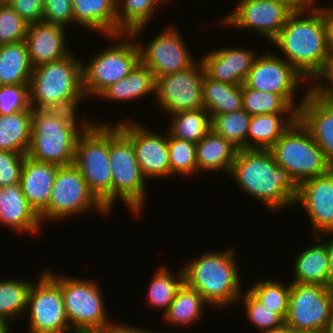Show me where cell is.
I'll return each mask as SVG.
<instances>
[{"label":"cell","instance_id":"1f68e13d","mask_svg":"<svg viewBox=\"0 0 333 333\" xmlns=\"http://www.w3.org/2000/svg\"><path fill=\"white\" fill-rule=\"evenodd\" d=\"M33 68L25 41L0 46V86L29 84Z\"/></svg>","mask_w":333,"mask_h":333},{"label":"cell","instance_id":"e0dca14e","mask_svg":"<svg viewBox=\"0 0 333 333\" xmlns=\"http://www.w3.org/2000/svg\"><path fill=\"white\" fill-rule=\"evenodd\" d=\"M236 8L221 19L222 25L251 30L272 41L285 25L293 10L275 0H239Z\"/></svg>","mask_w":333,"mask_h":333},{"label":"cell","instance_id":"603a6c76","mask_svg":"<svg viewBox=\"0 0 333 333\" xmlns=\"http://www.w3.org/2000/svg\"><path fill=\"white\" fill-rule=\"evenodd\" d=\"M58 165L37 161L27 154L21 170L20 186L31 207L40 215L49 204Z\"/></svg>","mask_w":333,"mask_h":333},{"label":"cell","instance_id":"3957f363","mask_svg":"<svg viewBox=\"0 0 333 333\" xmlns=\"http://www.w3.org/2000/svg\"><path fill=\"white\" fill-rule=\"evenodd\" d=\"M76 111L77 109L33 110L27 155L37 161L58 166L73 164L78 136L92 122L91 119L83 118L78 123Z\"/></svg>","mask_w":333,"mask_h":333},{"label":"cell","instance_id":"f6af8a7d","mask_svg":"<svg viewBox=\"0 0 333 333\" xmlns=\"http://www.w3.org/2000/svg\"><path fill=\"white\" fill-rule=\"evenodd\" d=\"M24 154L0 150V187L20 183Z\"/></svg>","mask_w":333,"mask_h":333},{"label":"cell","instance_id":"484cf974","mask_svg":"<svg viewBox=\"0 0 333 333\" xmlns=\"http://www.w3.org/2000/svg\"><path fill=\"white\" fill-rule=\"evenodd\" d=\"M326 233L315 236L317 244L305 247L297 254L293 262L294 280L292 282L302 284H320L327 287L329 269L328 253L322 240Z\"/></svg>","mask_w":333,"mask_h":333},{"label":"cell","instance_id":"ab89813d","mask_svg":"<svg viewBox=\"0 0 333 333\" xmlns=\"http://www.w3.org/2000/svg\"><path fill=\"white\" fill-rule=\"evenodd\" d=\"M253 285V286H252ZM247 290L263 305L273 309L284 321L287 317L291 283L275 280H257Z\"/></svg>","mask_w":333,"mask_h":333},{"label":"cell","instance_id":"d590c367","mask_svg":"<svg viewBox=\"0 0 333 333\" xmlns=\"http://www.w3.org/2000/svg\"><path fill=\"white\" fill-rule=\"evenodd\" d=\"M32 284L33 282L15 278L0 281V321L10 324V321H15L26 313Z\"/></svg>","mask_w":333,"mask_h":333},{"label":"cell","instance_id":"ba28073f","mask_svg":"<svg viewBox=\"0 0 333 333\" xmlns=\"http://www.w3.org/2000/svg\"><path fill=\"white\" fill-rule=\"evenodd\" d=\"M109 160L112 169V210L117 199L140 217L145 202V182L132 139L118 124H109Z\"/></svg>","mask_w":333,"mask_h":333},{"label":"cell","instance_id":"cb8c5ba5","mask_svg":"<svg viewBox=\"0 0 333 333\" xmlns=\"http://www.w3.org/2000/svg\"><path fill=\"white\" fill-rule=\"evenodd\" d=\"M17 233H40V216L25 198L20 183L0 187V225Z\"/></svg>","mask_w":333,"mask_h":333},{"label":"cell","instance_id":"30bf717a","mask_svg":"<svg viewBox=\"0 0 333 333\" xmlns=\"http://www.w3.org/2000/svg\"><path fill=\"white\" fill-rule=\"evenodd\" d=\"M269 151L277 165L287 170L298 185L309 178L323 176L332 169L322 150L298 119Z\"/></svg>","mask_w":333,"mask_h":333},{"label":"cell","instance_id":"c3c4849f","mask_svg":"<svg viewBox=\"0 0 333 333\" xmlns=\"http://www.w3.org/2000/svg\"><path fill=\"white\" fill-rule=\"evenodd\" d=\"M26 22L43 20L44 0H5Z\"/></svg>","mask_w":333,"mask_h":333},{"label":"cell","instance_id":"d6a6232c","mask_svg":"<svg viewBox=\"0 0 333 333\" xmlns=\"http://www.w3.org/2000/svg\"><path fill=\"white\" fill-rule=\"evenodd\" d=\"M32 111L0 115V150L26 155L31 141Z\"/></svg>","mask_w":333,"mask_h":333},{"label":"cell","instance_id":"5bb4252c","mask_svg":"<svg viewBox=\"0 0 333 333\" xmlns=\"http://www.w3.org/2000/svg\"><path fill=\"white\" fill-rule=\"evenodd\" d=\"M199 61L183 71L155 79V98L165 114L203 108L205 68Z\"/></svg>","mask_w":333,"mask_h":333},{"label":"cell","instance_id":"ffe728a7","mask_svg":"<svg viewBox=\"0 0 333 333\" xmlns=\"http://www.w3.org/2000/svg\"><path fill=\"white\" fill-rule=\"evenodd\" d=\"M306 88L298 120L309 131L333 169V102L319 99L309 91L308 86Z\"/></svg>","mask_w":333,"mask_h":333},{"label":"cell","instance_id":"ac0fdd59","mask_svg":"<svg viewBox=\"0 0 333 333\" xmlns=\"http://www.w3.org/2000/svg\"><path fill=\"white\" fill-rule=\"evenodd\" d=\"M117 124L132 139L143 176L147 180L170 177L168 134H158L130 119Z\"/></svg>","mask_w":333,"mask_h":333},{"label":"cell","instance_id":"680465c9","mask_svg":"<svg viewBox=\"0 0 333 333\" xmlns=\"http://www.w3.org/2000/svg\"><path fill=\"white\" fill-rule=\"evenodd\" d=\"M305 333H323V332H305Z\"/></svg>","mask_w":333,"mask_h":333},{"label":"cell","instance_id":"4fadbf2b","mask_svg":"<svg viewBox=\"0 0 333 333\" xmlns=\"http://www.w3.org/2000/svg\"><path fill=\"white\" fill-rule=\"evenodd\" d=\"M28 295L29 333H74L65 313L61 287L43 270Z\"/></svg>","mask_w":333,"mask_h":333},{"label":"cell","instance_id":"f35d334b","mask_svg":"<svg viewBox=\"0 0 333 333\" xmlns=\"http://www.w3.org/2000/svg\"><path fill=\"white\" fill-rule=\"evenodd\" d=\"M243 106L250 115L270 113H298L281 95L262 92L242 84Z\"/></svg>","mask_w":333,"mask_h":333},{"label":"cell","instance_id":"681fc988","mask_svg":"<svg viewBox=\"0 0 333 333\" xmlns=\"http://www.w3.org/2000/svg\"><path fill=\"white\" fill-rule=\"evenodd\" d=\"M333 233H326L327 237L330 235L329 240L327 242H323L326 247L328 253V261H329V269H328V277H327V288L333 289ZM332 236V237H331Z\"/></svg>","mask_w":333,"mask_h":333},{"label":"cell","instance_id":"9f6ffc18","mask_svg":"<svg viewBox=\"0 0 333 333\" xmlns=\"http://www.w3.org/2000/svg\"><path fill=\"white\" fill-rule=\"evenodd\" d=\"M138 333H162V332L161 331L158 332V331H154V330L150 331L149 329H142V328L138 327Z\"/></svg>","mask_w":333,"mask_h":333},{"label":"cell","instance_id":"9a60e30c","mask_svg":"<svg viewBox=\"0 0 333 333\" xmlns=\"http://www.w3.org/2000/svg\"><path fill=\"white\" fill-rule=\"evenodd\" d=\"M304 82L308 80L285 59L266 52L257 56L244 84L254 90L281 95L298 112L303 100L297 104L294 98Z\"/></svg>","mask_w":333,"mask_h":333},{"label":"cell","instance_id":"8fae6325","mask_svg":"<svg viewBox=\"0 0 333 333\" xmlns=\"http://www.w3.org/2000/svg\"><path fill=\"white\" fill-rule=\"evenodd\" d=\"M89 209L107 216L110 213L89 190L81 172L74 164L59 166L48 207L39 215L41 222L58 221L83 214Z\"/></svg>","mask_w":333,"mask_h":333},{"label":"cell","instance_id":"4dcf8cb0","mask_svg":"<svg viewBox=\"0 0 333 333\" xmlns=\"http://www.w3.org/2000/svg\"><path fill=\"white\" fill-rule=\"evenodd\" d=\"M203 107L210 117L242 109V84L231 85L209 78L206 74L202 83Z\"/></svg>","mask_w":333,"mask_h":333},{"label":"cell","instance_id":"d6986e66","mask_svg":"<svg viewBox=\"0 0 333 333\" xmlns=\"http://www.w3.org/2000/svg\"><path fill=\"white\" fill-rule=\"evenodd\" d=\"M297 204L304 208L311 221L313 237L333 233V169L323 176L302 181L298 185Z\"/></svg>","mask_w":333,"mask_h":333},{"label":"cell","instance_id":"f5cc1de1","mask_svg":"<svg viewBox=\"0 0 333 333\" xmlns=\"http://www.w3.org/2000/svg\"><path fill=\"white\" fill-rule=\"evenodd\" d=\"M286 3L293 11L304 8L310 1L316 2L317 0H275Z\"/></svg>","mask_w":333,"mask_h":333},{"label":"cell","instance_id":"db71d44e","mask_svg":"<svg viewBox=\"0 0 333 333\" xmlns=\"http://www.w3.org/2000/svg\"><path fill=\"white\" fill-rule=\"evenodd\" d=\"M259 333H296L291 327H289L287 324H283L281 327L262 331Z\"/></svg>","mask_w":333,"mask_h":333},{"label":"cell","instance_id":"7402d4cb","mask_svg":"<svg viewBox=\"0 0 333 333\" xmlns=\"http://www.w3.org/2000/svg\"><path fill=\"white\" fill-rule=\"evenodd\" d=\"M66 27L44 21L30 23L25 43L33 67L58 61L68 56Z\"/></svg>","mask_w":333,"mask_h":333},{"label":"cell","instance_id":"7a4b0ae2","mask_svg":"<svg viewBox=\"0 0 333 333\" xmlns=\"http://www.w3.org/2000/svg\"><path fill=\"white\" fill-rule=\"evenodd\" d=\"M229 176L271 213L294 207L298 184L277 165L269 150L238 149Z\"/></svg>","mask_w":333,"mask_h":333},{"label":"cell","instance_id":"4316f807","mask_svg":"<svg viewBox=\"0 0 333 333\" xmlns=\"http://www.w3.org/2000/svg\"><path fill=\"white\" fill-rule=\"evenodd\" d=\"M238 148L212 129L196 143L198 172L221 171L230 173Z\"/></svg>","mask_w":333,"mask_h":333},{"label":"cell","instance_id":"7dc6e473","mask_svg":"<svg viewBox=\"0 0 333 333\" xmlns=\"http://www.w3.org/2000/svg\"><path fill=\"white\" fill-rule=\"evenodd\" d=\"M312 80L316 83H310L309 91L319 99L333 102V52L322 70Z\"/></svg>","mask_w":333,"mask_h":333},{"label":"cell","instance_id":"836d02e7","mask_svg":"<svg viewBox=\"0 0 333 333\" xmlns=\"http://www.w3.org/2000/svg\"><path fill=\"white\" fill-rule=\"evenodd\" d=\"M209 304L203 299V296L195 289L187 286L185 283L177 290L174 300L168 310L163 314V319L169 325L177 327H188L193 322L198 321L204 311V306Z\"/></svg>","mask_w":333,"mask_h":333},{"label":"cell","instance_id":"d4e9b609","mask_svg":"<svg viewBox=\"0 0 333 333\" xmlns=\"http://www.w3.org/2000/svg\"><path fill=\"white\" fill-rule=\"evenodd\" d=\"M74 23L84 29L117 34L116 0H72Z\"/></svg>","mask_w":333,"mask_h":333},{"label":"cell","instance_id":"8992f818","mask_svg":"<svg viewBox=\"0 0 333 333\" xmlns=\"http://www.w3.org/2000/svg\"><path fill=\"white\" fill-rule=\"evenodd\" d=\"M44 271L61 287L65 313L74 333L105 332L117 324L109 321L98 282L57 276L49 268Z\"/></svg>","mask_w":333,"mask_h":333},{"label":"cell","instance_id":"7c38bea8","mask_svg":"<svg viewBox=\"0 0 333 333\" xmlns=\"http://www.w3.org/2000/svg\"><path fill=\"white\" fill-rule=\"evenodd\" d=\"M333 321V289L291 282L285 324L296 333H326Z\"/></svg>","mask_w":333,"mask_h":333},{"label":"cell","instance_id":"7bdbcfd3","mask_svg":"<svg viewBox=\"0 0 333 333\" xmlns=\"http://www.w3.org/2000/svg\"><path fill=\"white\" fill-rule=\"evenodd\" d=\"M28 26L6 1H0V46L25 41Z\"/></svg>","mask_w":333,"mask_h":333},{"label":"cell","instance_id":"e575fe53","mask_svg":"<svg viewBox=\"0 0 333 333\" xmlns=\"http://www.w3.org/2000/svg\"><path fill=\"white\" fill-rule=\"evenodd\" d=\"M171 119L167 133L186 141L198 143L211 130V117L204 107L174 113Z\"/></svg>","mask_w":333,"mask_h":333},{"label":"cell","instance_id":"60d3db41","mask_svg":"<svg viewBox=\"0 0 333 333\" xmlns=\"http://www.w3.org/2000/svg\"><path fill=\"white\" fill-rule=\"evenodd\" d=\"M170 176L197 174L196 143L172 137L168 133Z\"/></svg>","mask_w":333,"mask_h":333},{"label":"cell","instance_id":"2e32d148","mask_svg":"<svg viewBox=\"0 0 333 333\" xmlns=\"http://www.w3.org/2000/svg\"><path fill=\"white\" fill-rule=\"evenodd\" d=\"M180 33L170 24L146 43V46L142 45V41L140 43L138 37H134L138 40L140 62L152 71L155 79L183 71L196 62Z\"/></svg>","mask_w":333,"mask_h":333},{"label":"cell","instance_id":"b9f144b4","mask_svg":"<svg viewBox=\"0 0 333 333\" xmlns=\"http://www.w3.org/2000/svg\"><path fill=\"white\" fill-rule=\"evenodd\" d=\"M238 302H243L250 324L260 332L281 327L285 321L269 307L263 305L248 290L240 296ZM243 299V301H242Z\"/></svg>","mask_w":333,"mask_h":333},{"label":"cell","instance_id":"9c48e42d","mask_svg":"<svg viewBox=\"0 0 333 333\" xmlns=\"http://www.w3.org/2000/svg\"><path fill=\"white\" fill-rule=\"evenodd\" d=\"M118 43L96 53L89 62H82L83 89L86 98H96L110 85L125 78L140 62V51L131 33L106 36ZM123 38H127L123 40ZM112 39V40H111ZM119 39L123 42H119Z\"/></svg>","mask_w":333,"mask_h":333},{"label":"cell","instance_id":"277c9868","mask_svg":"<svg viewBox=\"0 0 333 333\" xmlns=\"http://www.w3.org/2000/svg\"><path fill=\"white\" fill-rule=\"evenodd\" d=\"M82 61L71 52L58 61L34 67L29 80L31 108L77 109L86 98Z\"/></svg>","mask_w":333,"mask_h":333},{"label":"cell","instance_id":"44dd1931","mask_svg":"<svg viewBox=\"0 0 333 333\" xmlns=\"http://www.w3.org/2000/svg\"><path fill=\"white\" fill-rule=\"evenodd\" d=\"M224 47L201 57L205 74L216 81L231 85L243 84L257 58L255 50Z\"/></svg>","mask_w":333,"mask_h":333},{"label":"cell","instance_id":"f907efd6","mask_svg":"<svg viewBox=\"0 0 333 333\" xmlns=\"http://www.w3.org/2000/svg\"><path fill=\"white\" fill-rule=\"evenodd\" d=\"M319 6L320 10L322 11L326 23H327V28H328V36H329V43L333 52V5L330 7L327 6H321L320 4L317 5ZM327 7V8H326Z\"/></svg>","mask_w":333,"mask_h":333},{"label":"cell","instance_id":"8d00e7d4","mask_svg":"<svg viewBox=\"0 0 333 333\" xmlns=\"http://www.w3.org/2000/svg\"><path fill=\"white\" fill-rule=\"evenodd\" d=\"M167 267H159L150 280V286L147 293L148 304L153 309H163V314L168 310L175 298L177 290L184 283L182 269L175 273L170 272ZM175 274V275H174Z\"/></svg>","mask_w":333,"mask_h":333},{"label":"cell","instance_id":"83f0119b","mask_svg":"<svg viewBox=\"0 0 333 333\" xmlns=\"http://www.w3.org/2000/svg\"><path fill=\"white\" fill-rule=\"evenodd\" d=\"M297 115L298 113H270L251 116L247 149L269 150L298 119Z\"/></svg>","mask_w":333,"mask_h":333},{"label":"cell","instance_id":"ee69618b","mask_svg":"<svg viewBox=\"0 0 333 333\" xmlns=\"http://www.w3.org/2000/svg\"><path fill=\"white\" fill-rule=\"evenodd\" d=\"M33 111L30 106L29 84L0 86V115Z\"/></svg>","mask_w":333,"mask_h":333},{"label":"cell","instance_id":"11a10c76","mask_svg":"<svg viewBox=\"0 0 333 333\" xmlns=\"http://www.w3.org/2000/svg\"><path fill=\"white\" fill-rule=\"evenodd\" d=\"M9 326L10 324L0 321V333H11Z\"/></svg>","mask_w":333,"mask_h":333},{"label":"cell","instance_id":"f546056e","mask_svg":"<svg viewBox=\"0 0 333 333\" xmlns=\"http://www.w3.org/2000/svg\"><path fill=\"white\" fill-rule=\"evenodd\" d=\"M168 1L171 0H116L117 34L140 37L158 6Z\"/></svg>","mask_w":333,"mask_h":333},{"label":"cell","instance_id":"5b68a950","mask_svg":"<svg viewBox=\"0 0 333 333\" xmlns=\"http://www.w3.org/2000/svg\"><path fill=\"white\" fill-rule=\"evenodd\" d=\"M234 250L207 251L182 266L184 283L199 292L211 307L227 308L238 303L242 295Z\"/></svg>","mask_w":333,"mask_h":333},{"label":"cell","instance_id":"52a82bcc","mask_svg":"<svg viewBox=\"0 0 333 333\" xmlns=\"http://www.w3.org/2000/svg\"><path fill=\"white\" fill-rule=\"evenodd\" d=\"M96 122H90L78 136L73 164L81 172L89 190L111 213L112 169L109 160V123Z\"/></svg>","mask_w":333,"mask_h":333},{"label":"cell","instance_id":"f1b7e54d","mask_svg":"<svg viewBox=\"0 0 333 333\" xmlns=\"http://www.w3.org/2000/svg\"><path fill=\"white\" fill-rule=\"evenodd\" d=\"M150 94L155 95L154 74L147 66L139 62L125 78L110 85L98 98L112 100V102L113 100L129 102Z\"/></svg>","mask_w":333,"mask_h":333},{"label":"cell","instance_id":"74e56055","mask_svg":"<svg viewBox=\"0 0 333 333\" xmlns=\"http://www.w3.org/2000/svg\"><path fill=\"white\" fill-rule=\"evenodd\" d=\"M251 116L242 108L211 117V129L238 149H247V133Z\"/></svg>","mask_w":333,"mask_h":333},{"label":"cell","instance_id":"6da1fadb","mask_svg":"<svg viewBox=\"0 0 333 333\" xmlns=\"http://www.w3.org/2000/svg\"><path fill=\"white\" fill-rule=\"evenodd\" d=\"M270 43L308 81L322 70L332 53L325 17L316 2L311 1L289 15Z\"/></svg>","mask_w":333,"mask_h":333},{"label":"cell","instance_id":"816d5d0a","mask_svg":"<svg viewBox=\"0 0 333 333\" xmlns=\"http://www.w3.org/2000/svg\"><path fill=\"white\" fill-rule=\"evenodd\" d=\"M103 333H138L136 326L126 325L118 322L115 326L107 329Z\"/></svg>","mask_w":333,"mask_h":333},{"label":"cell","instance_id":"6f0895ef","mask_svg":"<svg viewBox=\"0 0 333 333\" xmlns=\"http://www.w3.org/2000/svg\"><path fill=\"white\" fill-rule=\"evenodd\" d=\"M326 333H333V321L331 322V324L329 325Z\"/></svg>","mask_w":333,"mask_h":333},{"label":"cell","instance_id":"bcb514c9","mask_svg":"<svg viewBox=\"0 0 333 333\" xmlns=\"http://www.w3.org/2000/svg\"><path fill=\"white\" fill-rule=\"evenodd\" d=\"M42 21L70 27L74 22L72 0H44Z\"/></svg>","mask_w":333,"mask_h":333}]
</instances>
